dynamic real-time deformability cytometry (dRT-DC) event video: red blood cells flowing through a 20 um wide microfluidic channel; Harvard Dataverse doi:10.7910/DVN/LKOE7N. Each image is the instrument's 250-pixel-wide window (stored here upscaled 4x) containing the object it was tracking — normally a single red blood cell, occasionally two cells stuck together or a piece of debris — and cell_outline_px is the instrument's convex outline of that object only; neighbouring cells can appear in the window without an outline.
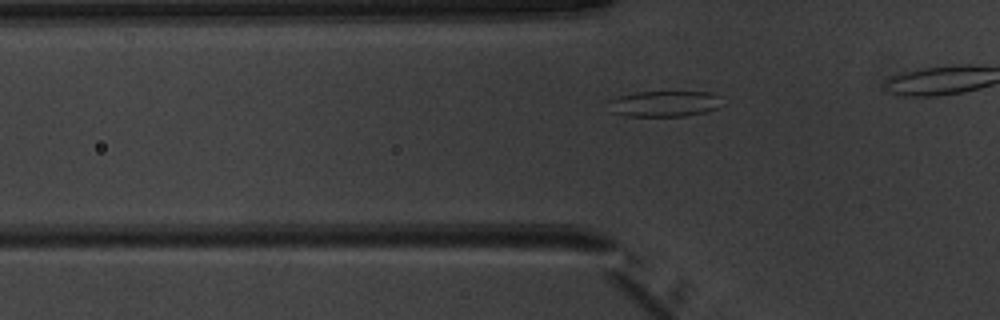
{"species": "common noctule bat (a hibernating species)", "species_latin": "Nyctalus noctula", "temperature_condition": "warm", "stored_images_in_passage": 17, "camera_frame_rate_fps": 3000, "um_per_image_px": 0.085, "animal": {"sex": "male", "body_mass_g": 20.1, "forearm_length_mm": 53.5}, "frame": {"image": 1, "passage_image": 8, "time_ms": 2.333, "image_size_px": [1000, 320], "cell_outline_px": [[720, 96], [716, 108], [704, 112], [684, 116], [628, 116], [612, 112], [608, 100], [620, 96], [636, 92], [712, 92]], "centroid_in_image_um": [56.44, 8.81], "position_along_channel_um": 69.4, "area_um2": 16.82}}
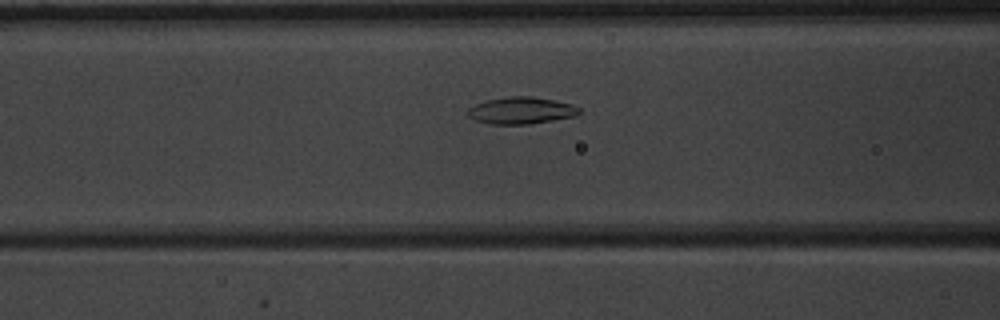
{"frame": {"image": 2, "passage_image": 12, "time_ms": 3.667, "image_size_px": [1000, 320], "cell_outline_px": [[580, 112], [576, 116], [528, 124], [492, 124], [476, 120], [468, 116], [468, 108], [476, 104], [488, 100], [512, 96], [532, 96], [572, 104], [580, 108]], "centroid_in_image_um": [44.31, 9.39], "position_along_channel_um": 122.3, "area_um2": 17.22}}
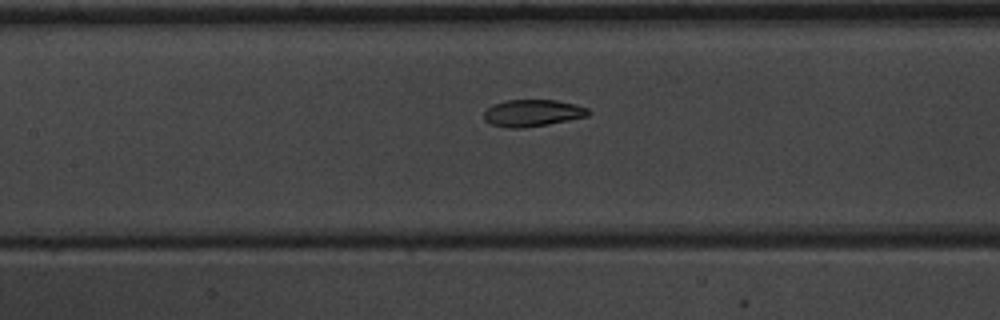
{"frame": {"image": 3, "passage_image": 15, "time_ms": 4.667, "image_size_px": [1000, 320], "cell_outline_px": [[588, 116], [548, 124], [524, 128], [508, 128], [492, 124], [484, 120], [484, 112], [492, 104], [504, 100], [556, 100], [576, 104], [588, 108]], "centroid_in_image_um": [45.24, 9.6], "position_along_channel_um": 162.2, "area_um2": 16.36}}